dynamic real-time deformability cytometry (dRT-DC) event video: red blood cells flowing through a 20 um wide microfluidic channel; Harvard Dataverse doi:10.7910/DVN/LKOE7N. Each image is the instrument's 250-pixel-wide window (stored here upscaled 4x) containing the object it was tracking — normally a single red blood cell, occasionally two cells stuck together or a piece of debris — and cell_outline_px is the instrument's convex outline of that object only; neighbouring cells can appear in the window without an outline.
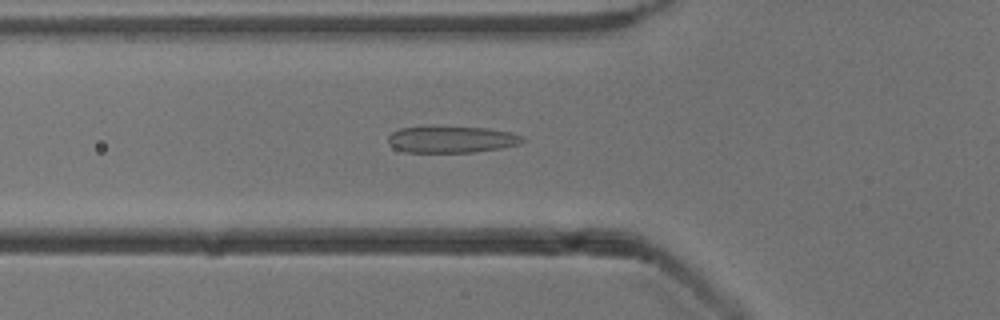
{"species": "common noctule bat (a hibernating species)", "species_latin": "Nyctalus noctula", "temperature_condition": "cold", "stored_images_in_passage": 52, "camera_frame_rate_fps": 3000, "um_per_image_px": 0.085, "animal": {"sex": "male", "body_mass_g": 13.3}, "frame": {"image": 1, "passage_image": 18, "time_ms": 5.667, "image_size_px": [1000, 320], "cell_outline_px": [[524, 140], [520, 144], [500, 148], [476, 152], [404, 152], [392, 148], [388, 144], [388, 136], [392, 132], [400, 128], [488, 128], [508, 132], [524, 136]], "centroid_in_image_um": [38.37, 11.88], "position_along_channel_um": 87.4, "area_um2": 20.46}}
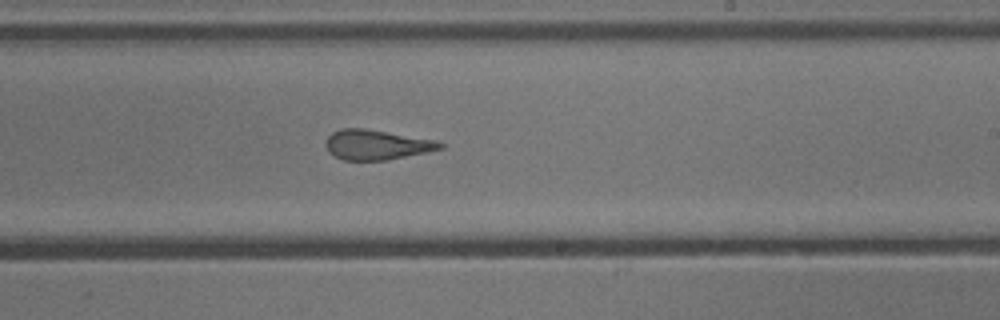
{"frame": {"image": 2, "passage_image": 31, "time_ms": 10.0, "image_size_px": [1000, 320], "cell_outline_px": [[444, 148], [428, 152], [388, 160], [344, 160], [328, 152], [324, 144], [328, 136], [332, 132], [340, 128], [364, 128], [436, 140], [444, 144]], "centroid_in_image_um": [32.0, 12.3], "position_along_channel_um": 257.0, "area_um2": 20.06}}
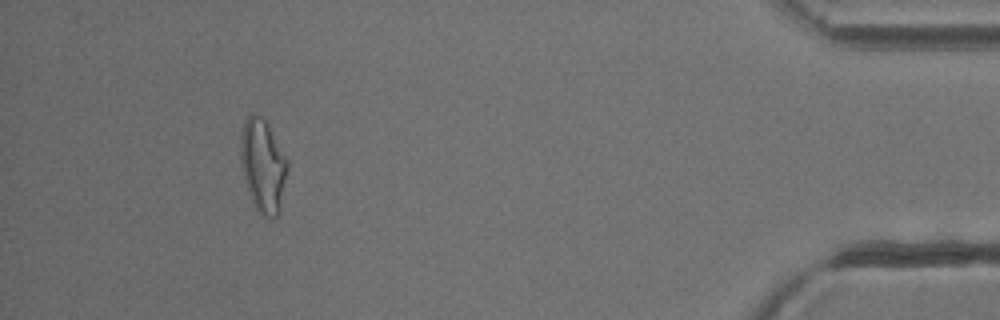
{"frame": {"image": 3, "passage_image": 48, "time_ms": 15.667, "image_size_px": [1000, 320], "cell_outline_px": [[288, 168], [280, 212], [272, 220], [268, 220], [260, 216], [252, 200], [244, 176], [240, 160], [240, 140], [244, 120], [252, 112], [260, 116], [268, 124], [288, 160]], "centroid_in_image_um": [22.36, 14.11], "position_along_channel_um": 412.8, "area_um2": 25.66}, "authors_computed_cell_mechanics": {"area_um2": 22.3397, "velocity_mm_per_s": 3.8919, "shape_relaxation_time_tau1_ms": null, "shape_relaxation_time_tau2_ms": 1.4083, "deformation_change_tau1": null, "deformation_change_tau2": 0.1129}}